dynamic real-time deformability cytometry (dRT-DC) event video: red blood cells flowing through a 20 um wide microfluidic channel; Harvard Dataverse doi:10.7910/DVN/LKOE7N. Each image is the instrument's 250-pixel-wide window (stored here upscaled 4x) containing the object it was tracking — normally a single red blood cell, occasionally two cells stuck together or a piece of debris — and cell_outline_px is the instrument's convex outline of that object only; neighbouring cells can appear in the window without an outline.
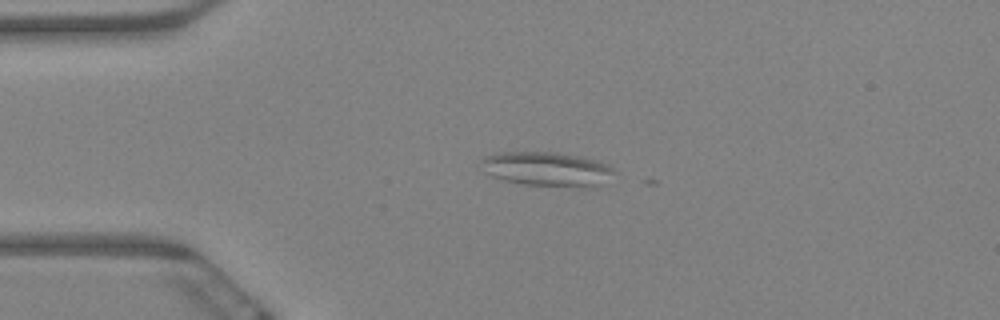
{"species": "Egyptian fruit bat (a non-hibernating species)", "species_latin": "Rousettus aegyptiacus", "temperature_condition": "warm", "stored_images_in_passage": 5, "camera_frame_rate_fps": 3000, "um_per_image_px": 0.085, "animal": {"sex": "female"}, "frame": {"image": 1, "passage_image": 1, "time_ms": 0.0, "image_size_px": [1000, 320], "cell_outline_px": [[612, 172], [596, 184], [584, 188], [520, 184], [504, 180], [492, 176], [484, 172], [480, 160], [484, 156], [500, 152], [552, 152], [576, 156], [596, 160], [612, 168]], "centroid_in_image_um": [46.35, 14.37], "position_along_channel_um": 38.7, "area_um2": 26.07}}